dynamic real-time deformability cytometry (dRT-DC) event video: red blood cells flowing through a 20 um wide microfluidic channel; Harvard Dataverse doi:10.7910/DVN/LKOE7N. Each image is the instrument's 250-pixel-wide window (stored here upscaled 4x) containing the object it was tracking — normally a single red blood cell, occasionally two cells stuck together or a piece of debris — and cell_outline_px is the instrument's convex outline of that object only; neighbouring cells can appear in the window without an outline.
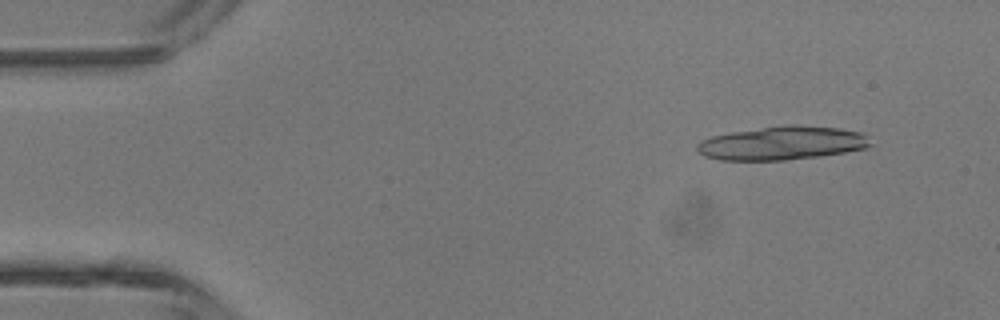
{"species": "common noctule bat (a hibernating species)", "species_latin": "Nyctalus noctula", "temperature_condition": "room temperature", "stored_images_in_passage": 5, "camera_frame_rate_fps": 3000, "um_per_image_px": 0.085, "animal": {"sex": "male", "body_mass_g": 13.3}, "frame": {"image": 1, "passage_image": 2, "time_ms": 1.0, "image_size_px": [1000, 320], "cell_outline_px": [[872, 144], [864, 148], [844, 152], [820, 156], [788, 160], [720, 160], [704, 156], [696, 148], [696, 144], [700, 140], [712, 136], [732, 132], [784, 124], [796, 124], [836, 128], [860, 132]], "centroid_in_image_um": [66.43, 12.16], "position_along_channel_um": 18.6, "area_um2": 33.81}}
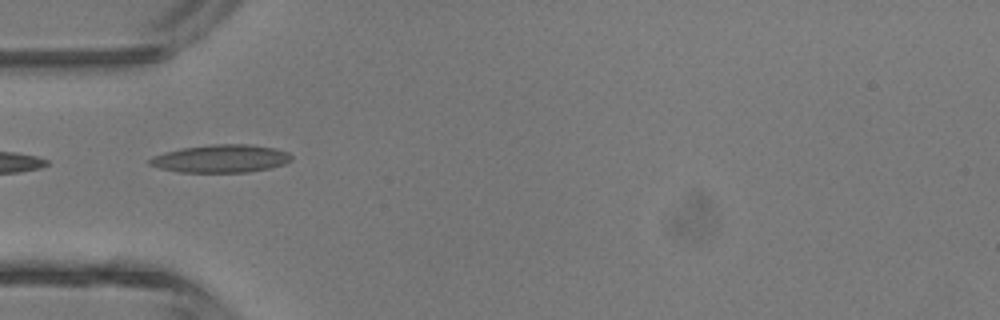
{"frame": {"image": 2, "passage_image": 4, "time_ms": 4.333, "image_size_px": [1000, 320], "cell_outline_px": [[292, 160], [284, 164], [268, 168], [248, 172], [180, 172], [160, 168], [148, 164], [148, 160], [164, 152], [184, 148], [212, 144], [252, 144], [276, 148], [288, 152], [292, 156]], "centroid_in_image_um": [18.82, 13.48], "position_along_channel_um": 66.2, "area_um2": 22.95}}
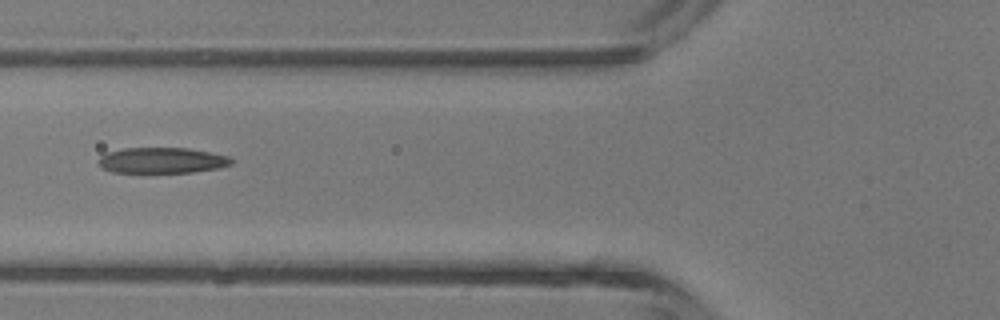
{"frame": {"image": 3, "passage_image": 5, "time_ms": 5.333, "image_size_px": [1000, 320], "cell_outline_px": [[232, 164], [220, 168], [192, 172], [112, 172], [104, 168], [96, 160], [104, 152], [124, 148], [188, 148], [228, 156], [232, 160]], "centroid_in_image_um": [13.74, 13.62], "position_along_channel_um": 112.1, "area_um2": 19.88}}